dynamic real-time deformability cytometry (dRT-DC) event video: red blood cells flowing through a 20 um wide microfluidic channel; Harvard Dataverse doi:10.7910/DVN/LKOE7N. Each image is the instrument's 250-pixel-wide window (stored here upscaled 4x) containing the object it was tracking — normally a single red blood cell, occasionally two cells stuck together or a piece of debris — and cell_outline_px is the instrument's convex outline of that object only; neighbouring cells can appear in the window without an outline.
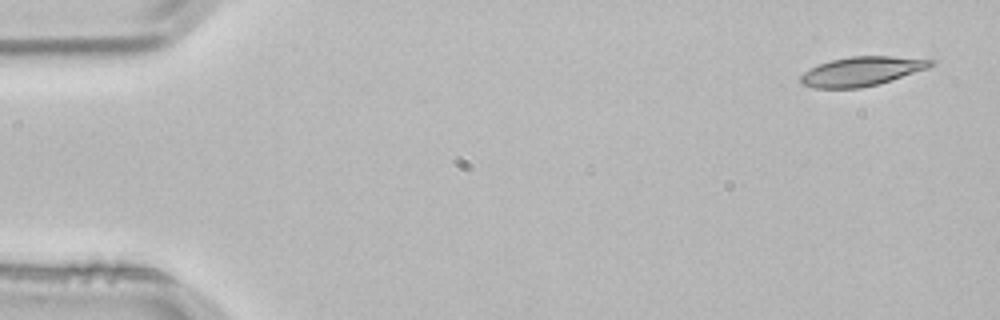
{"species": "common noctule bat (a hibernating species)", "species_latin": "Nyctalus noctula", "temperature_condition": "room temperature", "stored_images_in_passage": 5, "camera_frame_rate_fps": 3000, "um_per_image_px": 0.085, "animal": {"sex": "male", "body_mass_g": 21.5, "forearm_length_mm": 52.0}, "frame": {"image": 1, "passage_image": 1, "time_ms": 0.0, "image_size_px": [1000, 320], "cell_outline_px": [[936, 64], [928, 68], [892, 80], [860, 88], [816, 88], [804, 84], [800, 80], [800, 76], [804, 72], [820, 64], [832, 60], [852, 56], [892, 56], [936, 60]], "centroid_in_image_um": [73.3, 6.05], "position_along_channel_um": 11.7, "area_um2": 21.91}}
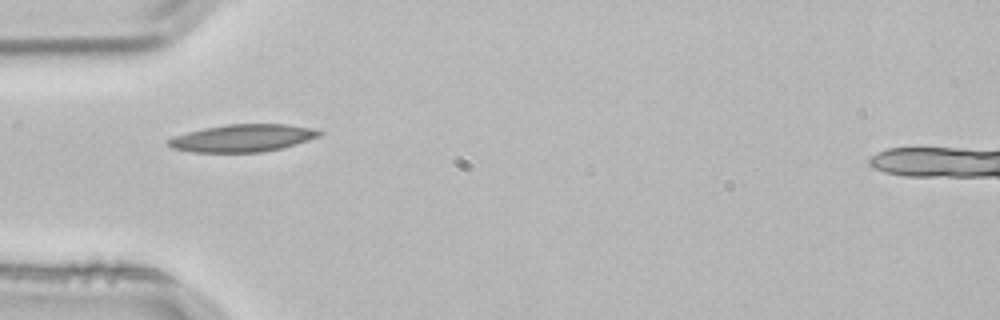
{"frame": {"image": 2, "passage_image": 4, "time_ms": 1.0, "image_size_px": [1000, 320], "cell_outline_px": [[324, 132], [320, 136], [296, 144], [280, 148], [260, 152], [192, 152], [172, 148], [168, 144], [168, 140], [176, 136], [188, 132], [204, 128], [228, 124], [288, 124], [316, 128]], "centroid_in_image_um": [20.68, 11.73], "position_along_channel_um": 64.3, "area_um2": 24.04}}